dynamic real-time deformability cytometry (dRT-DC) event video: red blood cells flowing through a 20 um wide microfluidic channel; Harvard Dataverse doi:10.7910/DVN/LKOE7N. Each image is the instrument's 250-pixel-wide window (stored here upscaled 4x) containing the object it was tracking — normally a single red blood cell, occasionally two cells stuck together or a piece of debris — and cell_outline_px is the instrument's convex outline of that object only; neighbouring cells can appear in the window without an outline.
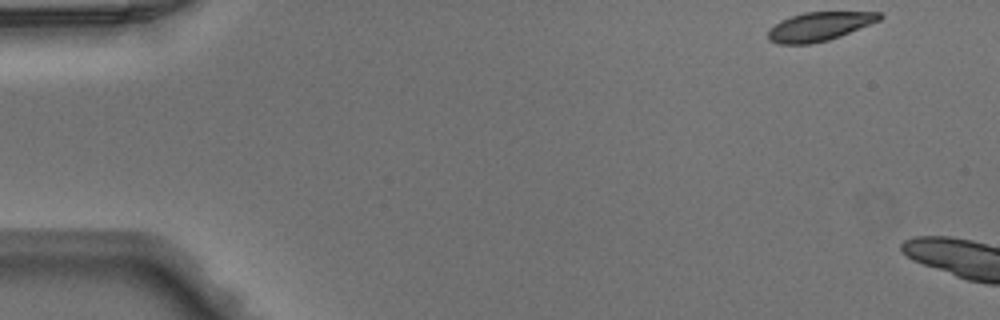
{"species": "Egyptian fruit bat (a non-hibernating species)", "species_latin": "Rousettus aegyptiacus", "temperature_condition": "warm", "stored_images_in_passage": 5, "camera_frame_rate_fps": 3000, "um_per_image_px": 0.085, "animal": {"sex": "male"}, "frame": {"image": 1, "passage_image": 1, "time_ms": 0.0, "image_size_px": [1000, 320], "cell_outline_px": [[884, 16], [880, 20], [840, 36], [828, 40], [812, 44], [780, 44], [768, 40], [768, 32], [780, 20], [804, 12], [880, 12]], "centroid_in_image_um": [69.65, 2.25], "position_along_channel_um": 15.3, "area_um2": 18.55}}